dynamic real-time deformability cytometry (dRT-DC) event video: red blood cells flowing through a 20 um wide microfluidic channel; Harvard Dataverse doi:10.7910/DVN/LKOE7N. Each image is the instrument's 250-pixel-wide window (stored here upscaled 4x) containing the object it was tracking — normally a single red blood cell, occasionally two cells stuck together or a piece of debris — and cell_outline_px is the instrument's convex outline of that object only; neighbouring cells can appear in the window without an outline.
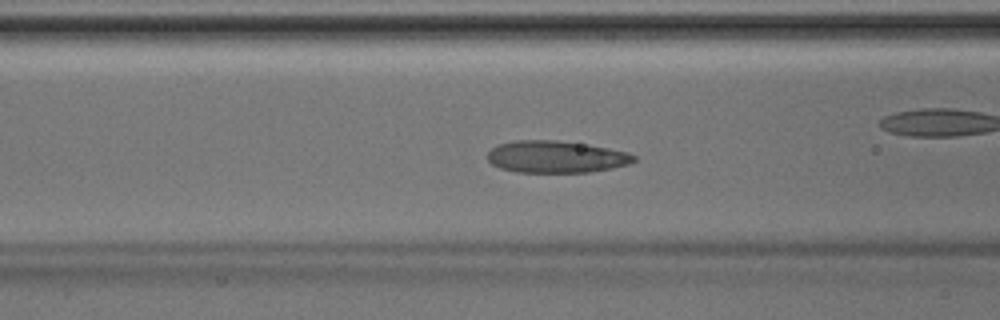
{"species": "Egyptian fruit bat (a non-hibernating species)", "species_latin": "Rousettus aegyptiacus", "temperature_condition": "room temperature", "stored_images_in_passage": 34, "camera_frame_rate_fps": 3000, "um_per_image_px": 0.085, "animal": {"sex": "male"}, "frame": {"image": 1, "passage_image": 6, "time_ms": 1.667, "image_size_px": [1000, 320], "cell_outline_px": [[636, 160], [628, 164], [612, 168], [588, 172], [516, 172], [500, 168], [492, 164], [488, 160], [488, 152], [496, 144], [512, 140], [556, 140], [588, 144], [628, 152], [636, 156]], "centroid_in_image_um": [47.24, 13.32], "position_along_channel_um": 119.4, "area_um2": 27.46}}